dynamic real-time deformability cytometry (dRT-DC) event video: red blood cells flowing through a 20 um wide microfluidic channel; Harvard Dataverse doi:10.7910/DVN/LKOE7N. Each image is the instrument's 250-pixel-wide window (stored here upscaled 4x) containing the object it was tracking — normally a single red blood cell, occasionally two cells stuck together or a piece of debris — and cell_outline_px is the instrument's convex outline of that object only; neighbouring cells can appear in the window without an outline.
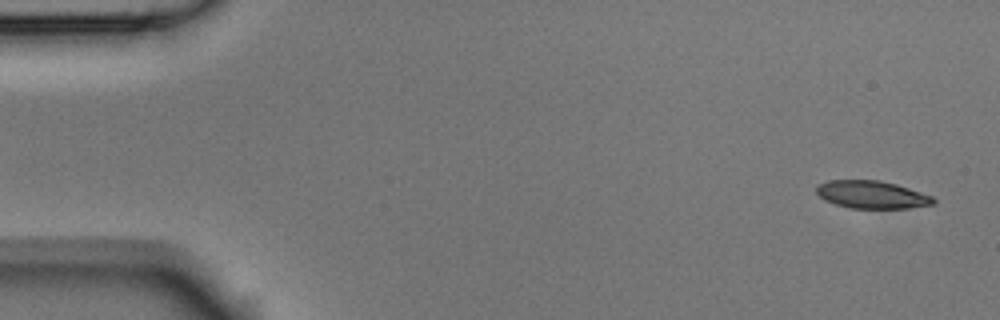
{"species": "Egyptian fruit bat (a non-hibernating species)", "species_latin": "Rousettus aegyptiacus", "temperature_condition": "room temperature", "stored_images_in_passage": 6, "segment_of_instrument_passage": [2, 2], "camera_frame_rate_fps": 3000, "um_per_image_px": 0.085, "animal": {"sex": "male"}, "frame": {"image": 1, "passage_image": 6, "time_ms": 1.667, "image_size_px": [1000, 320], "cell_outline_px": [[936, 204], [908, 208], [852, 208], [836, 204], [824, 200], [816, 192], [816, 184], [828, 180], [880, 180], [896, 184], [932, 196], [936, 200]], "centroid_in_image_um": [74.1, 16.54], "position_along_channel_um": 10.9, "area_um2": 18.9}}